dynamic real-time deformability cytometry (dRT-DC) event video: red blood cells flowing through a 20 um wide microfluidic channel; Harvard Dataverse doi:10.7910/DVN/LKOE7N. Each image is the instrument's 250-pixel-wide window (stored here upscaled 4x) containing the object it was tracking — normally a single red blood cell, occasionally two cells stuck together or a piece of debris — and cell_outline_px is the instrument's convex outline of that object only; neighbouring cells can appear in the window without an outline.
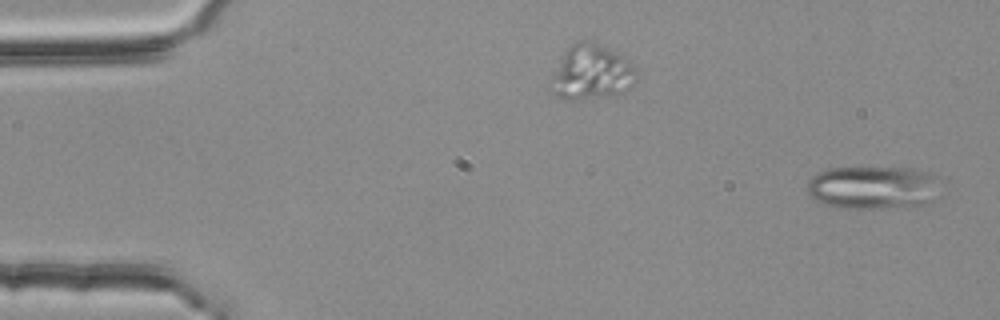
{"species": "common noctule bat (a hibernating species)", "species_latin": "Nyctalus noctula", "temperature_condition": "room temperature", "stored_images_in_passage": 54, "camera_frame_rate_fps": 3000, "um_per_image_px": 0.085, "animal": {"sex": "female", "body_mass_g": 25.1}, "frame": {"image": 1, "passage_image": 2, "time_ms": 0.333, "image_size_px": [1000, 320], "cell_outline_px": [[940, 180], [924, 200], [912, 204], [880, 208], [840, 208], [816, 200], [808, 192], [808, 180], [812, 176], [828, 168], [908, 168], [940, 176]], "centroid_in_image_um": [74.06, 15.9], "position_along_channel_um": 10.9, "area_um2": 32.02}}
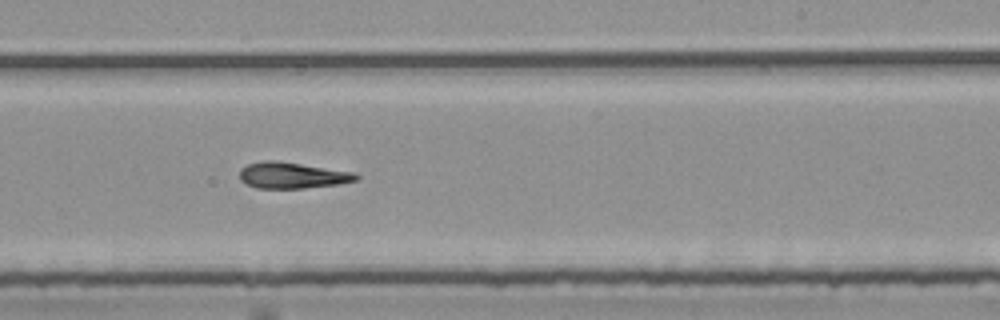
{"frame": {"image": 2, "passage_image": 33, "time_ms": 10.667, "image_size_px": [1000, 320], "cell_outline_px": [[360, 180], [340, 184], [304, 188], [256, 188], [240, 180], [240, 168], [248, 164], [264, 160], [276, 160], [356, 172], [360, 176]], "centroid_in_image_um": [24.89, 14.9], "position_along_channel_um": 264.1, "area_um2": 17.98}}
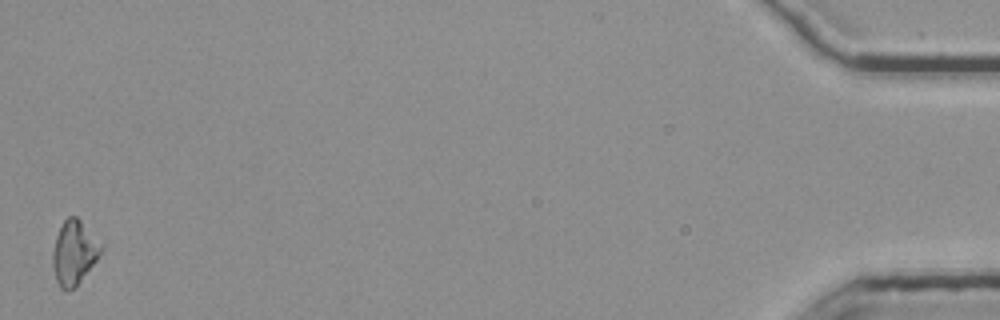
{"frame": {"image": 3, "passage_image": 54, "time_ms": 17.667, "image_size_px": [1000, 320], "cell_outline_px": [[104, 248], [96, 260], [76, 288], [68, 292], [64, 292], [60, 288], [56, 280], [52, 268], [52, 252], [56, 236], [64, 220], [68, 216], [76, 216], [80, 220]], "centroid_in_image_um": [6.27, 21.54], "position_along_channel_um": 428.9, "area_um2": 18.09}, "authors_computed_cell_mechanics": {"area_um2": 18.0336, "velocity_mm_per_s": 3.7404, "shape_relaxation_time_tau1_ms": 10.0728, "shape_relaxation_time_tau2_ms": 5.3145, "deformation_change_tau1": 0.2079, "deformation_change_tau2": 0.1605}}